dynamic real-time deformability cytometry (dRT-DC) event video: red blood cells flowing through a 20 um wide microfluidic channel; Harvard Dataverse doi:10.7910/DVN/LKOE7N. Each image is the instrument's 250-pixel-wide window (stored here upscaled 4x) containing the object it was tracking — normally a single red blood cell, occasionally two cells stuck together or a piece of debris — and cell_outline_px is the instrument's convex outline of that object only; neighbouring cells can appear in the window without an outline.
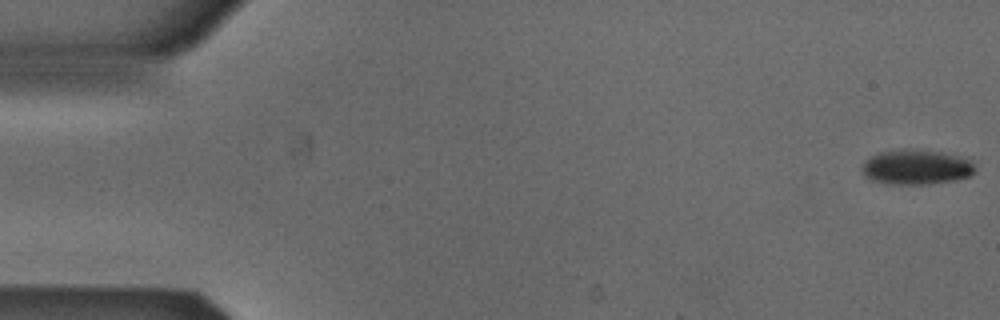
{"species": "Egyptian fruit bat (a non-hibernating species)", "species_latin": "Rousettus aegyptiacus", "temperature_condition": "cold", "stored_images_in_passage": 53, "camera_frame_rate_fps": 3000, "um_per_image_px": 0.085, "animal": {"sex": "male"}, "frame": {"image": 1, "passage_image": 1, "time_ms": 0.0, "image_size_px": [1000, 320], "cell_outline_px": [[976, 172], [968, 176], [956, 180], [928, 184], [888, 184], [872, 180], [864, 176], [864, 160], [880, 152], [904, 148], [912, 148], [944, 152], [972, 160], [976, 168]], "centroid_in_image_um": [77.93, 14.19], "position_along_channel_um": 7.1, "area_um2": 23.24}}
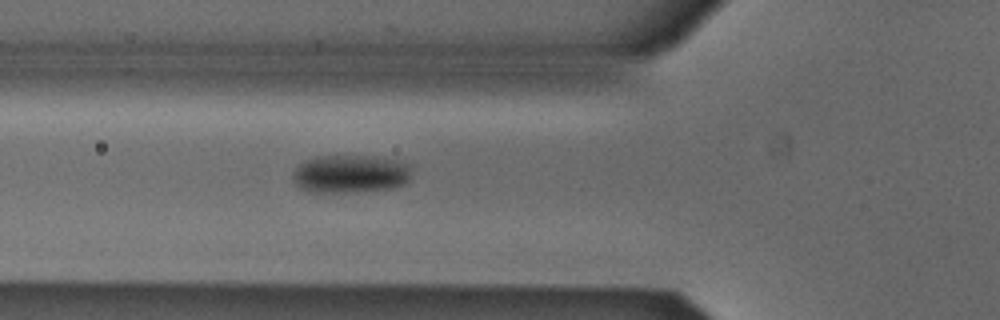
{"frame": {"image": 2, "passage_image": 19, "time_ms": 6.0, "image_size_px": [1000, 320], "cell_outline_px": [[408, 184], [396, 188], [356, 192], [308, 192], [300, 188], [292, 180], [292, 172], [304, 160], [316, 156], [372, 156], [392, 160], [408, 164]], "centroid_in_image_um": [29.73, 14.8], "position_along_channel_um": 96.1, "area_um2": 26.47}}
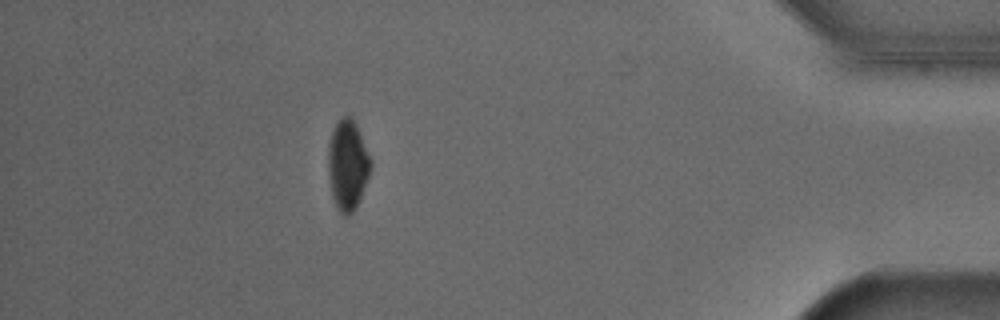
{"frame": {"image": 3, "passage_image": 47, "time_ms": 15.333, "image_size_px": [1000, 320], "cell_outline_px": [[372, 164], [360, 200], [356, 208], [348, 216], [344, 216], [336, 208], [332, 196], [328, 176], [328, 148], [332, 132], [336, 124], [344, 116], [348, 116], [352, 120], [372, 160]], "centroid_in_image_um": [29.53, 14.11], "position_along_channel_um": 405.7, "area_um2": 21.96}, "authors_computed_cell_mechanics": {"area_um2": 24.9696, "velocity_mm_per_s": 3.8788, "shape_relaxation_time_tau1_ms": 4.6009, "shape_relaxation_time_tau2_ms": null, "deformation_change_tau1": 0.0803, "deformation_change_tau2": null}}